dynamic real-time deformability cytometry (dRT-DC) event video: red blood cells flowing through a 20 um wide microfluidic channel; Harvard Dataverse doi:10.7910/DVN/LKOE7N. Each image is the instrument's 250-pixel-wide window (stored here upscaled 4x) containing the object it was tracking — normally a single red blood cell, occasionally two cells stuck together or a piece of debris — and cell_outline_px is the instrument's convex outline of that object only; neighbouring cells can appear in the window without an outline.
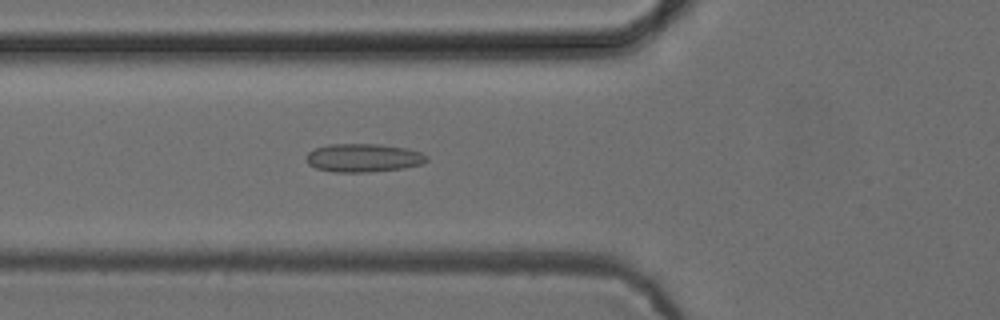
{"species": "common noctule bat (a hibernating species)", "species_latin": "Nyctalus noctula", "temperature_condition": "cold", "stored_images_in_passage": 37, "camera_frame_rate_fps": 3000, "um_per_image_px": 0.085, "animal": {"sex": "female", "body_mass_g": 24.6, "forearm_length_mm": 56.2}, "frame": {"image": 1, "passage_image": 11, "time_ms": 3.333, "image_size_px": [1000, 320], "cell_outline_px": [[428, 160], [424, 164], [404, 168], [368, 172], [336, 172], [316, 168], [308, 164], [304, 156], [308, 152], [316, 148], [328, 144], [376, 144], [408, 148], [420, 152], [428, 156]], "centroid_in_image_um": [30.9, 13.42], "position_along_channel_um": 94.9, "area_um2": 20.06}}
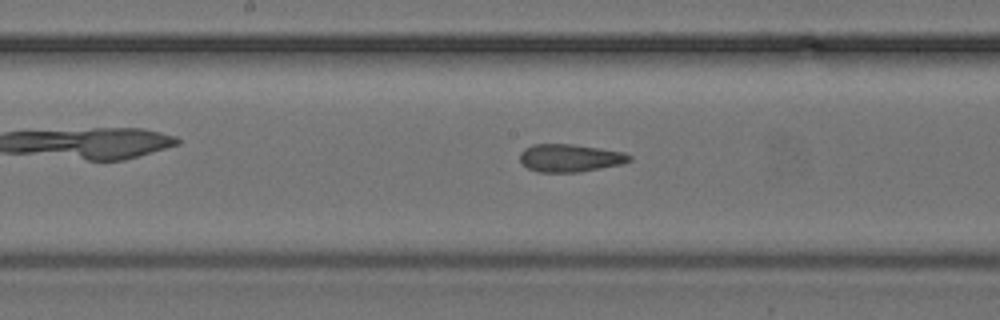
{"frame": {"image": 2, "passage_image": 19, "time_ms": 6.0, "image_size_px": [1000, 320], "cell_outline_px": [[632, 160], [624, 164], [580, 172], [536, 172], [528, 168], [520, 160], [520, 152], [524, 148], [532, 144], [572, 144], [600, 148], [624, 152], [632, 156]], "centroid_in_image_um": [48.47, 13.43], "position_along_channel_um": 199.7, "area_um2": 17.92}}
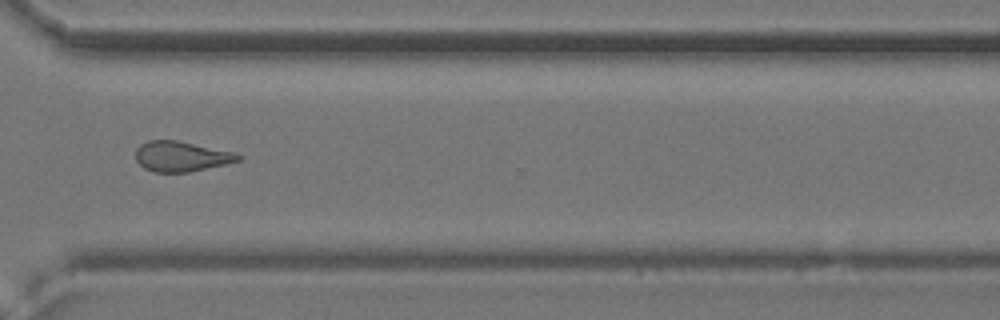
{"frame": {"image": 3, "passage_image": 31, "time_ms": 10.0, "image_size_px": [1000, 320], "cell_outline_px": [[244, 156], [240, 160], [224, 164], [188, 172], [156, 172], [144, 168], [136, 160], [136, 148], [140, 144], [148, 140], [176, 140], [236, 152]], "centroid_in_image_um": [15.41, 13.28], "position_along_channel_um": 355.2, "area_um2": 18.03}, "authors_computed_cell_mechanics": {"area_um2": 18.4382, "velocity_mm_per_s": 3.9019, "shape_relaxation_time_tau1_ms": null, "shape_relaxation_time_tau2_ms": 2.8126, "deformation_change_tau1": null, "deformation_change_tau2": 0.1049}}